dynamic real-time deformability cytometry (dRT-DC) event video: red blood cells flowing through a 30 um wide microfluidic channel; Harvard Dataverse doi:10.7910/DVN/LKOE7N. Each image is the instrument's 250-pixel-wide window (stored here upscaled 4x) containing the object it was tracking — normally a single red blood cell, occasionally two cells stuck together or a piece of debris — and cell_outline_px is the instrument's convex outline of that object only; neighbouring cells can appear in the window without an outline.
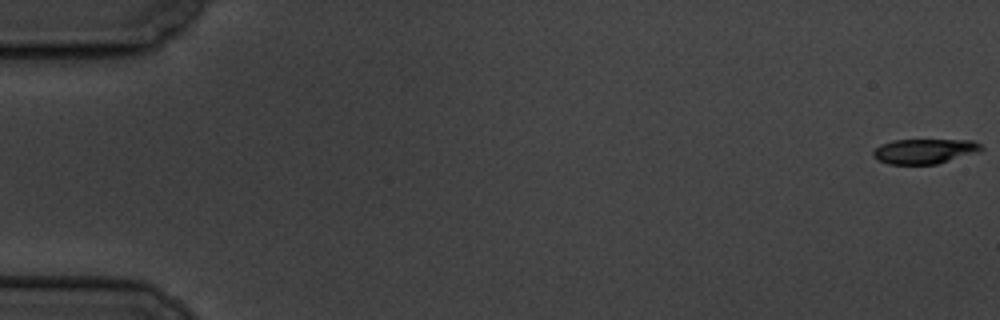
{"species": "common noctule bat (a hibernating species)", "species_latin": "Nyctalus noctula", "temperature_condition": "cold", "stored_images_in_passage": 6, "camera_frame_rate_fps": 3000, "um_per_image_px": 0.085, "animal": {"sex": "male", "body_mass_g": 19.5, "forearm_length_mm": 54.6}, "frame": {"image": 1, "passage_image": 1, "time_ms": 0.0, "image_size_px": [1000, 320], "cell_outline_px": [[984, 148], [980, 152], [936, 164], [888, 164], [872, 156], [872, 152], [880, 144], [892, 140], [972, 140], [980, 144]], "centroid_in_image_um": [78.59, 12.85], "position_along_channel_um": 6.4, "area_um2": 15.72}}
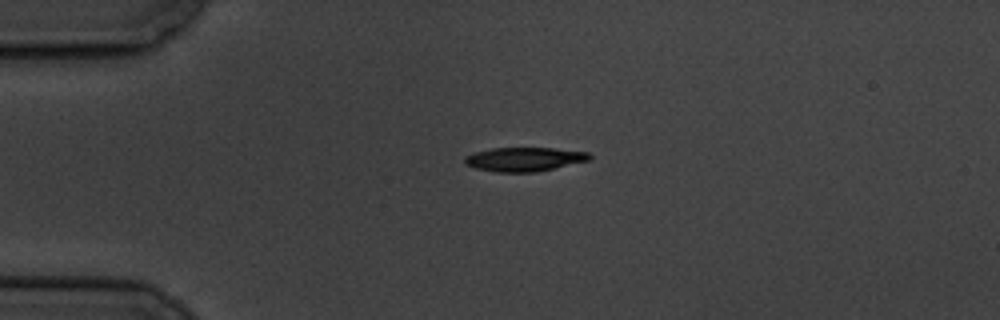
{"frame": {"image": 2, "passage_image": 5, "time_ms": 4.667, "image_size_px": [1000, 320], "cell_outline_px": [[592, 156], [588, 160], [536, 172], [496, 172], [476, 168], [464, 164], [464, 156], [472, 152], [492, 148], [556, 148], [588, 152]], "centroid_in_image_um": [44.51, 13.53], "position_along_channel_um": 40.5, "area_um2": 17.46}}